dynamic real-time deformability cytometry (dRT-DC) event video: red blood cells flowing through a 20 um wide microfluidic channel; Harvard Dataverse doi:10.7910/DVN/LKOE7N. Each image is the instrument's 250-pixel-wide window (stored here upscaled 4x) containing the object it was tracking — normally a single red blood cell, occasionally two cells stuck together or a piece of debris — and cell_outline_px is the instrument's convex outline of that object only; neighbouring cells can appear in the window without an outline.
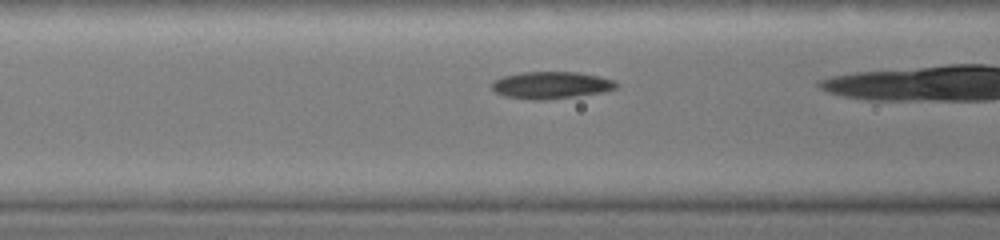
{"species": "common noctule bat (a hibernating species)", "species_latin": "Nyctalus noctula", "temperature_condition": "warm", "stored_images_in_passage": 30, "camera_frame_rate_fps": 3000, "um_per_image_px": 0.085, "animal": {"sex": "female", "body_mass_g": 19.0, "forearm_length_mm": 51.5}, "frame": {"image": 1, "passage_image": 9, "time_ms": 2.0, "image_size_px": [1000, 240], "cell_outline_px": [[620, 84], [616, 88], [600, 92], [572, 96], [540, 100], [536, 100], [504, 96], [496, 92], [492, 88], [492, 84], [496, 80], [504, 76], [524, 72], [580, 72], [600, 76], [616, 80]], "centroid_in_image_um": [46.89, 7.22], "position_along_channel_um": 119.7, "area_um2": 19.36}}
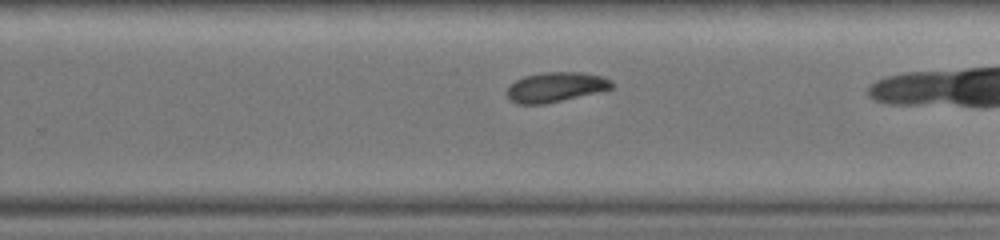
{"frame": {"image": 2, "passage_image": 22, "time_ms": 5.0, "image_size_px": [1000, 240], "cell_outline_px": [[612, 88], [544, 104], [516, 104], [508, 96], [508, 88], [516, 80], [524, 76], [544, 72], [580, 72], [604, 76], [612, 80]], "centroid_in_image_um": [47.23, 7.39], "position_along_channel_um": 282.6, "area_um2": 17.86}}